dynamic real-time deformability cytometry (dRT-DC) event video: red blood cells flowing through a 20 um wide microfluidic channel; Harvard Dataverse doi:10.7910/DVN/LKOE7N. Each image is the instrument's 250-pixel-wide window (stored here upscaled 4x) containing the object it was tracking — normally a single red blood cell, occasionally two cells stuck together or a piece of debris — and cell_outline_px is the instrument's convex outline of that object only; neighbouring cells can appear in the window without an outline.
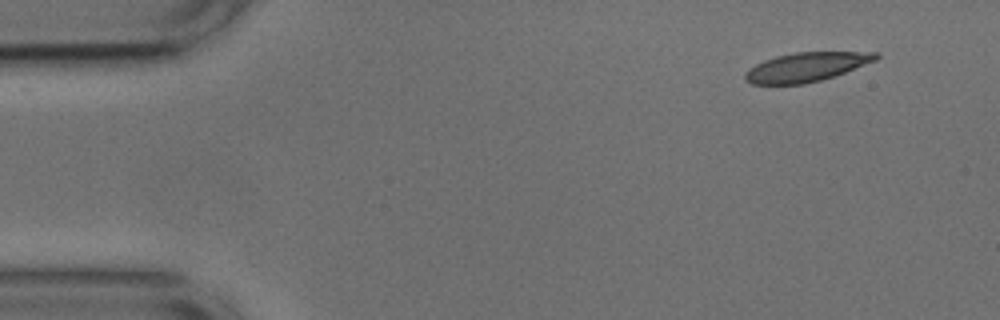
{"species": "common noctule bat (a hibernating species)", "species_latin": "Nyctalus noctula", "temperature_condition": "cold", "stored_images_in_passage": 51, "camera_frame_rate_fps": 3000, "um_per_image_px": 0.085, "animal": {"sex": "male", "body_mass_g": 17.9, "forearm_length_mm": 54.2}, "frame": {"image": 1, "passage_image": 1, "time_ms": 0.0, "image_size_px": [1000, 320], "cell_outline_px": [[880, 56], [876, 60], [844, 72], [820, 80], [804, 84], [752, 84], [744, 80], [744, 72], [756, 64], [764, 60], [776, 56], [796, 52], [880, 52]], "centroid_in_image_um": [68.51, 5.69], "position_along_channel_um": 16.5, "area_um2": 22.02}}
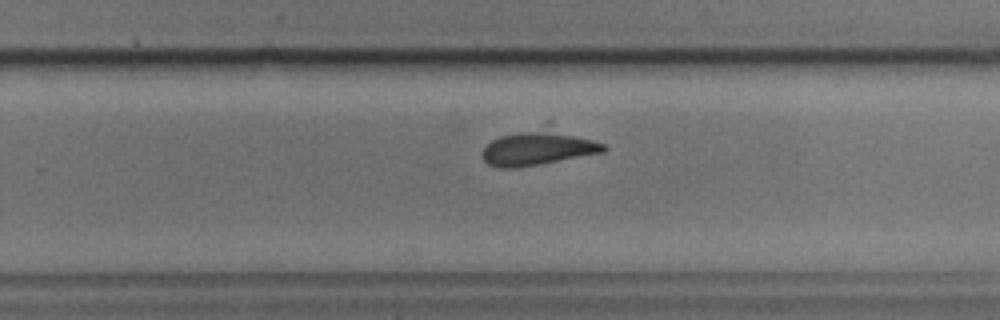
{"frame": {"image": 2, "passage_image": 30, "time_ms": 9.667, "image_size_px": [1000, 320], "cell_outline_px": [[608, 148], [604, 152], [516, 168], [496, 168], [488, 164], [480, 156], [484, 148], [492, 140], [500, 136], [548, 120], [604, 144]], "centroid_in_image_um": [45.8, 12.44], "position_along_channel_um": 284.0, "area_um2": 26.47}}
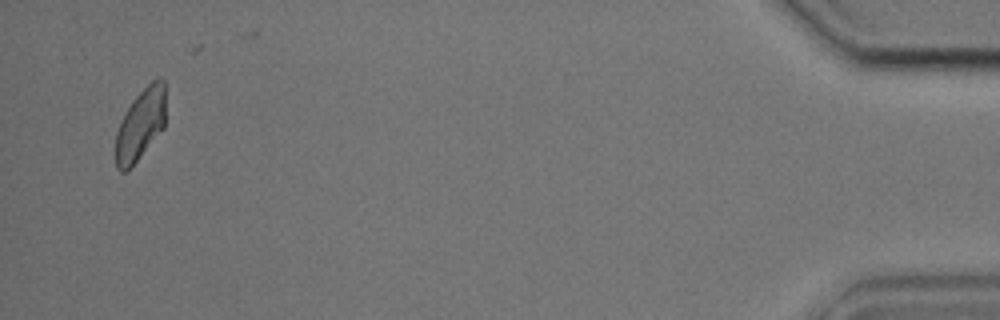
{"frame": {"image": 3, "passage_image": 48, "time_ms": 15.667, "image_size_px": [1000, 320], "cell_outline_px": [[164, 128], [136, 160], [124, 172], [120, 172], [116, 168], [116, 132], [120, 120], [132, 100], [156, 76], [160, 76], [164, 80]], "centroid_in_image_um": [11.93, 10.54], "position_along_channel_um": 423.3, "area_um2": 20.52}}